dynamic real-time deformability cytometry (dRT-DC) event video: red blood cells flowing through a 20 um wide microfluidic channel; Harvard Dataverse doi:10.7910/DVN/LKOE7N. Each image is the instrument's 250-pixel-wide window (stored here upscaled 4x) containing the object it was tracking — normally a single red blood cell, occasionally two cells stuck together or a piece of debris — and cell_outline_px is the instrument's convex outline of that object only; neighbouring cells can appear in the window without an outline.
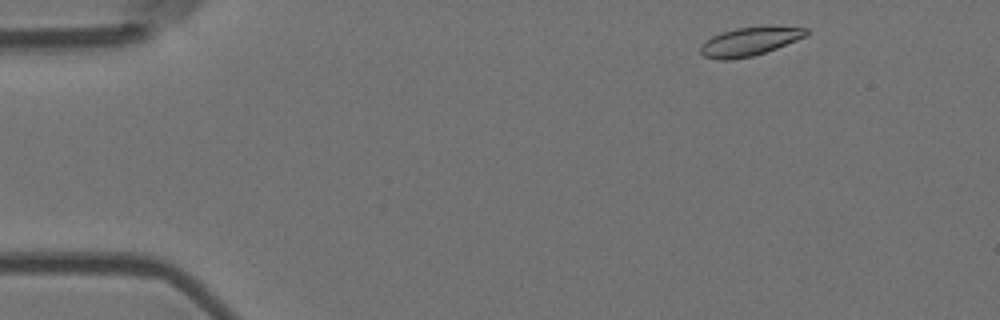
{"species": "Egyptian fruit bat (a non-hibernating species)", "species_latin": "Rousettus aegyptiacus", "temperature_condition": "room temperature", "stored_images_in_passage": 44, "camera_frame_rate_fps": 3000, "um_per_image_px": 0.085, "animal": {"sex": "female"}, "frame": {"image": 1, "passage_image": 2, "time_ms": 0.333, "image_size_px": [1000, 320], "cell_outline_px": [[808, 36], [776, 48], [752, 56], [728, 60], [716, 60], [704, 56], [700, 52], [700, 48], [712, 36], [720, 32], [736, 28], [808, 28]], "centroid_in_image_um": [63.68, 3.56], "position_along_channel_um": 21.3, "area_um2": 16.94}}
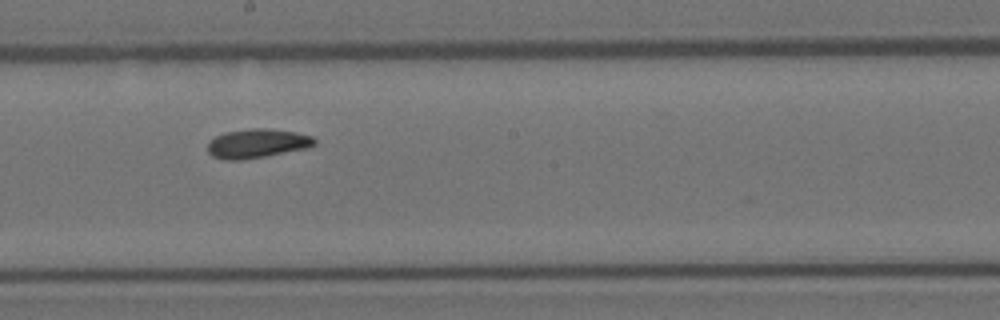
{"frame": {"image": 2, "passage_image": 26, "time_ms": 8.333, "image_size_px": [1000, 320], "cell_outline_px": [[316, 144], [308, 148], [264, 156], [240, 160], [224, 160], [212, 156], [208, 152], [208, 140], [224, 132], [252, 128], [268, 128], [296, 132], [312, 136], [316, 140]], "centroid_in_image_um": [21.84, 12.18], "position_along_channel_um": 226.4, "area_um2": 18.21}}
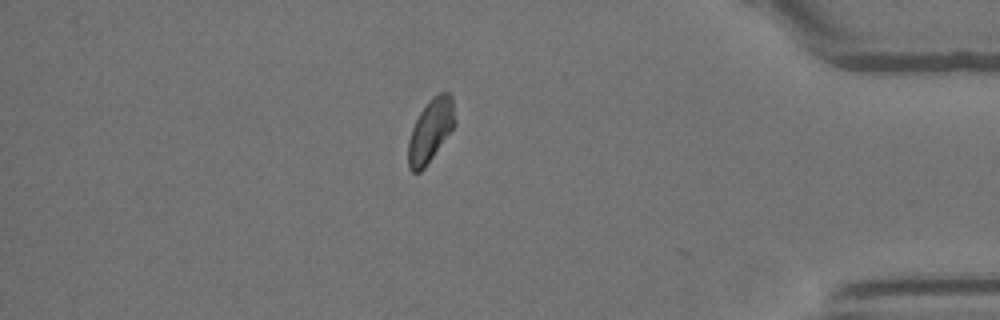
{"frame": {"image": 3, "passage_image": 43, "time_ms": 14.0, "image_size_px": [1000, 320], "cell_outline_px": [[456, 124], [424, 168], [420, 172], [412, 172], [408, 168], [408, 140], [412, 128], [420, 112], [428, 100], [432, 96], [440, 92], [448, 92], [452, 96], [456, 120]], "centroid_in_image_um": [36.6, 11.07], "position_along_channel_um": 398.6, "area_um2": 17.17}, "authors_computed_cell_mechanics": {"area_um2": 17.6868, "velocity_mm_per_s": 3.6631, "shape_relaxation_time_tau1_ms": 6.6748, "shape_relaxation_time_tau2_ms": null, "deformation_change_tau1": 0.1284, "deformation_change_tau2": null}}